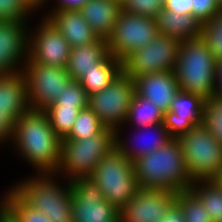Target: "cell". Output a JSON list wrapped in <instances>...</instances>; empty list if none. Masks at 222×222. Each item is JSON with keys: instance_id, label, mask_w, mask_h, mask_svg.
I'll use <instances>...</instances> for the list:
<instances>
[{"instance_id": "2", "label": "cell", "mask_w": 222, "mask_h": 222, "mask_svg": "<svg viewBox=\"0 0 222 222\" xmlns=\"http://www.w3.org/2000/svg\"><path fill=\"white\" fill-rule=\"evenodd\" d=\"M133 164L141 189L168 190L178 194L189 190L193 183L178 139H170L165 145L137 159Z\"/></svg>"}, {"instance_id": "6", "label": "cell", "mask_w": 222, "mask_h": 222, "mask_svg": "<svg viewBox=\"0 0 222 222\" xmlns=\"http://www.w3.org/2000/svg\"><path fill=\"white\" fill-rule=\"evenodd\" d=\"M90 178L119 211L141 190L133 162L116 147L100 159Z\"/></svg>"}, {"instance_id": "32", "label": "cell", "mask_w": 222, "mask_h": 222, "mask_svg": "<svg viewBox=\"0 0 222 222\" xmlns=\"http://www.w3.org/2000/svg\"><path fill=\"white\" fill-rule=\"evenodd\" d=\"M34 15L38 12L27 0H0V20L33 21Z\"/></svg>"}, {"instance_id": "36", "label": "cell", "mask_w": 222, "mask_h": 222, "mask_svg": "<svg viewBox=\"0 0 222 222\" xmlns=\"http://www.w3.org/2000/svg\"><path fill=\"white\" fill-rule=\"evenodd\" d=\"M193 16L203 24L210 20L222 5L217 0H193Z\"/></svg>"}, {"instance_id": "30", "label": "cell", "mask_w": 222, "mask_h": 222, "mask_svg": "<svg viewBox=\"0 0 222 222\" xmlns=\"http://www.w3.org/2000/svg\"><path fill=\"white\" fill-rule=\"evenodd\" d=\"M176 204L181 208L185 222H213L203 203L190 189L177 194Z\"/></svg>"}, {"instance_id": "33", "label": "cell", "mask_w": 222, "mask_h": 222, "mask_svg": "<svg viewBox=\"0 0 222 222\" xmlns=\"http://www.w3.org/2000/svg\"><path fill=\"white\" fill-rule=\"evenodd\" d=\"M202 124L222 142V99L216 96L206 100Z\"/></svg>"}, {"instance_id": "42", "label": "cell", "mask_w": 222, "mask_h": 222, "mask_svg": "<svg viewBox=\"0 0 222 222\" xmlns=\"http://www.w3.org/2000/svg\"><path fill=\"white\" fill-rule=\"evenodd\" d=\"M31 6L38 12L40 13L44 6L47 4L48 0H27Z\"/></svg>"}, {"instance_id": "41", "label": "cell", "mask_w": 222, "mask_h": 222, "mask_svg": "<svg viewBox=\"0 0 222 222\" xmlns=\"http://www.w3.org/2000/svg\"><path fill=\"white\" fill-rule=\"evenodd\" d=\"M214 96L222 99V59L217 61Z\"/></svg>"}, {"instance_id": "28", "label": "cell", "mask_w": 222, "mask_h": 222, "mask_svg": "<svg viewBox=\"0 0 222 222\" xmlns=\"http://www.w3.org/2000/svg\"><path fill=\"white\" fill-rule=\"evenodd\" d=\"M84 108L87 107L48 106L43 111L56 135L62 140L70 133L80 110Z\"/></svg>"}, {"instance_id": "16", "label": "cell", "mask_w": 222, "mask_h": 222, "mask_svg": "<svg viewBox=\"0 0 222 222\" xmlns=\"http://www.w3.org/2000/svg\"><path fill=\"white\" fill-rule=\"evenodd\" d=\"M177 193L141 189L121 210L119 222H160L176 203Z\"/></svg>"}, {"instance_id": "43", "label": "cell", "mask_w": 222, "mask_h": 222, "mask_svg": "<svg viewBox=\"0 0 222 222\" xmlns=\"http://www.w3.org/2000/svg\"><path fill=\"white\" fill-rule=\"evenodd\" d=\"M0 222H14V221L0 208Z\"/></svg>"}, {"instance_id": "10", "label": "cell", "mask_w": 222, "mask_h": 222, "mask_svg": "<svg viewBox=\"0 0 222 222\" xmlns=\"http://www.w3.org/2000/svg\"><path fill=\"white\" fill-rule=\"evenodd\" d=\"M38 16L29 23L28 58L47 66L66 67L71 52L68 41L47 17Z\"/></svg>"}, {"instance_id": "1", "label": "cell", "mask_w": 222, "mask_h": 222, "mask_svg": "<svg viewBox=\"0 0 222 222\" xmlns=\"http://www.w3.org/2000/svg\"><path fill=\"white\" fill-rule=\"evenodd\" d=\"M8 148L15 153L16 160L19 159L32 168L33 173L57 171L61 139L56 135L43 110L30 109L16 120Z\"/></svg>"}, {"instance_id": "27", "label": "cell", "mask_w": 222, "mask_h": 222, "mask_svg": "<svg viewBox=\"0 0 222 222\" xmlns=\"http://www.w3.org/2000/svg\"><path fill=\"white\" fill-rule=\"evenodd\" d=\"M2 192L0 208L14 222H51L43 212L26 205L9 187Z\"/></svg>"}, {"instance_id": "24", "label": "cell", "mask_w": 222, "mask_h": 222, "mask_svg": "<svg viewBox=\"0 0 222 222\" xmlns=\"http://www.w3.org/2000/svg\"><path fill=\"white\" fill-rule=\"evenodd\" d=\"M122 73V61L110 53L78 81L88 95L100 92Z\"/></svg>"}, {"instance_id": "11", "label": "cell", "mask_w": 222, "mask_h": 222, "mask_svg": "<svg viewBox=\"0 0 222 222\" xmlns=\"http://www.w3.org/2000/svg\"><path fill=\"white\" fill-rule=\"evenodd\" d=\"M158 34L155 18L121 10L112 33L107 38L108 51L122 61L131 52L150 43Z\"/></svg>"}, {"instance_id": "4", "label": "cell", "mask_w": 222, "mask_h": 222, "mask_svg": "<svg viewBox=\"0 0 222 222\" xmlns=\"http://www.w3.org/2000/svg\"><path fill=\"white\" fill-rule=\"evenodd\" d=\"M217 60L200 37L180 41L175 74L181 91L208 100L214 96Z\"/></svg>"}, {"instance_id": "23", "label": "cell", "mask_w": 222, "mask_h": 222, "mask_svg": "<svg viewBox=\"0 0 222 222\" xmlns=\"http://www.w3.org/2000/svg\"><path fill=\"white\" fill-rule=\"evenodd\" d=\"M156 20L160 34L171 36L178 41L200 37L201 24L193 15L176 14L162 9Z\"/></svg>"}, {"instance_id": "39", "label": "cell", "mask_w": 222, "mask_h": 222, "mask_svg": "<svg viewBox=\"0 0 222 222\" xmlns=\"http://www.w3.org/2000/svg\"><path fill=\"white\" fill-rule=\"evenodd\" d=\"M192 6L193 0H163V9L173 11L176 14L193 15Z\"/></svg>"}, {"instance_id": "18", "label": "cell", "mask_w": 222, "mask_h": 222, "mask_svg": "<svg viewBox=\"0 0 222 222\" xmlns=\"http://www.w3.org/2000/svg\"><path fill=\"white\" fill-rule=\"evenodd\" d=\"M134 82L135 93L152 101L163 113L169 111L171 102L180 91L175 70L142 75Z\"/></svg>"}, {"instance_id": "19", "label": "cell", "mask_w": 222, "mask_h": 222, "mask_svg": "<svg viewBox=\"0 0 222 222\" xmlns=\"http://www.w3.org/2000/svg\"><path fill=\"white\" fill-rule=\"evenodd\" d=\"M40 14L57 27L71 49L91 44L99 39L80 11H41Z\"/></svg>"}, {"instance_id": "22", "label": "cell", "mask_w": 222, "mask_h": 222, "mask_svg": "<svg viewBox=\"0 0 222 222\" xmlns=\"http://www.w3.org/2000/svg\"><path fill=\"white\" fill-rule=\"evenodd\" d=\"M109 54L107 39L71 49L66 70L72 80H79L86 72L94 69Z\"/></svg>"}, {"instance_id": "12", "label": "cell", "mask_w": 222, "mask_h": 222, "mask_svg": "<svg viewBox=\"0 0 222 222\" xmlns=\"http://www.w3.org/2000/svg\"><path fill=\"white\" fill-rule=\"evenodd\" d=\"M24 76L27 83L29 106L44 110L55 103L65 87L72 81L66 67L47 66L26 59Z\"/></svg>"}, {"instance_id": "17", "label": "cell", "mask_w": 222, "mask_h": 222, "mask_svg": "<svg viewBox=\"0 0 222 222\" xmlns=\"http://www.w3.org/2000/svg\"><path fill=\"white\" fill-rule=\"evenodd\" d=\"M205 102L201 96L180 90L169 111L164 113L163 124L169 136L178 139L194 126L201 125Z\"/></svg>"}, {"instance_id": "21", "label": "cell", "mask_w": 222, "mask_h": 222, "mask_svg": "<svg viewBox=\"0 0 222 222\" xmlns=\"http://www.w3.org/2000/svg\"><path fill=\"white\" fill-rule=\"evenodd\" d=\"M121 10L119 0H88L79 11L99 38L107 39Z\"/></svg>"}, {"instance_id": "7", "label": "cell", "mask_w": 222, "mask_h": 222, "mask_svg": "<svg viewBox=\"0 0 222 222\" xmlns=\"http://www.w3.org/2000/svg\"><path fill=\"white\" fill-rule=\"evenodd\" d=\"M192 181L216 179L222 171V142L203 124L178 138Z\"/></svg>"}, {"instance_id": "26", "label": "cell", "mask_w": 222, "mask_h": 222, "mask_svg": "<svg viewBox=\"0 0 222 222\" xmlns=\"http://www.w3.org/2000/svg\"><path fill=\"white\" fill-rule=\"evenodd\" d=\"M163 119L164 113L156 104L134 93L124 125L126 127L140 128L163 123Z\"/></svg>"}, {"instance_id": "44", "label": "cell", "mask_w": 222, "mask_h": 222, "mask_svg": "<svg viewBox=\"0 0 222 222\" xmlns=\"http://www.w3.org/2000/svg\"><path fill=\"white\" fill-rule=\"evenodd\" d=\"M216 179L222 185V171L220 172V175Z\"/></svg>"}, {"instance_id": "5", "label": "cell", "mask_w": 222, "mask_h": 222, "mask_svg": "<svg viewBox=\"0 0 222 222\" xmlns=\"http://www.w3.org/2000/svg\"><path fill=\"white\" fill-rule=\"evenodd\" d=\"M115 147V131L104 128L85 140H61L60 162L55 172L71 182L91 177L100 159Z\"/></svg>"}, {"instance_id": "35", "label": "cell", "mask_w": 222, "mask_h": 222, "mask_svg": "<svg viewBox=\"0 0 222 222\" xmlns=\"http://www.w3.org/2000/svg\"><path fill=\"white\" fill-rule=\"evenodd\" d=\"M120 4L125 12L155 19L163 9L162 0H121Z\"/></svg>"}, {"instance_id": "3", "label": "cell", "mask_w": 222, "mask_h": 222, "mask_svg": "<svg viewBox=\"0 0 222 222\" xmlns=\"http://www.w3.org/2000/svg\"><path fill=\"white\" fill-rule=\"evenodd\" d=\"M23 177L9 188L26 205L43 212L51 222H72L70 182L56 173H30Z\"/></svg>"}, {"instance_id": "25", "label": "cell", "mask_w": 222, "mask_h": 222, "mask_svg": "<svg viewBox=\"0 0 222 222\" xmlns=\"http://www.w3.org/2000/svg\"><path fill=\"white\" fill-rule=\"evenodd\" d=\"M190 190L203 203L213 222L222 221V185L217 179L193 181Z\"/></svg>"}, {"instance_id": "20", "label": "cell", "mask_w": 222, "mask_h": 222, "mask_svg": "<svg viewBox=\"0 0 222 222\" xmlns=\"http://www.w3.org/2000/svg\"><path fill=\"white\" fill-rule=\"evenodd\" d=\"M30 109L23 71L12 75H0V110H6V113L17 120Z\"/></svg>"}, {"instance_id": "15", "label": "cell", "mask_w": 222, "mask_h": 222, "mask_svg": "<svg viewBox=\"0 0 222 222\" xmlns=\"http://www.w3.org/2000/svg\"><path fill=\"white\" fill-rule=\"evenodd\" d=\"M170 139L163 123L140 128L123 125L115 131V147L132 162L156 151Z\"/></svg>"}, {"instance_id": "13", "label": "cell", "mask_w": 222, "mask_h": 222, "mask_svg": "<svg viewBox=\"0 0 222 222\" xmlns=\"http://www.w3.org/2000/svg\"><path fill=\"white\" fill-rule=\"evenodd\" d=\"M72 222H119L120 211L109 203L90 177L70 182Z\"/></svg>"}, {"instance_id": "9", "label": "cell", "mask_w": 222, "mask_h": 222, "mask_svg": "<svg viewBox=\"0 0 222 222\" xmlns=\"http://www.w3.org/2000/svg\"><path fill=\"white\" fill-rule=\"evenodd\" d=\"M134 93V80L122 72L106 88L89 95L88 107L105 128L116 131L127 120Z\"/></svg>"}, {"instance_id": "8", "label": "cell", "mask_w": 222, "mask_h": 222, "mask_svg": "<svg viewBox=\"0 0 222 222\" xmlns=\"http://www.w3.org/2000/svg\"><path fill=\"white\" fill-rule=\"evenodd\" d=\"M179 47L180 41L159 33L122 60V72L134 80L146 74L175 70Z\"/></svg>"}, {"instance_id": "40", "label": "cell", "mask_w": 222, "mask_h": 222, "mask_svg": "<svg viewBox=\"0 0 222 222\" xmlns=\"http://www.w3.org/2000/svg\"><path fill=\"white\" fill-rule=\"evenodd\" d=\"M160 222H185L181 208L175 203Z\"/></svg>"}, {"instance_id": "34", "label": "cell", "mask_w": 222, "mask_h": 222, "mask_svg": "<svg viewBox=\"0 0 222 222\" xmlns=\"http://www.w3.org/2000/svg\"><path fill=\"white\" fill-rule=\"evenodd\" d=\"M89 95L77 80H72L55 103L50 106H68V107H88Z\"/></svg>"}, {"instance_id": "31", "label": "cell", "mask_w": 222, "mask_h": 222, "mask_svg": "<svg viewBox=\"0 0 222 222\" xmlns=\"http://www.w3.org/2000/svg\"><path fill=\"white\" fill-rule=\"evenodd\" d=\"M201 38L218 61L222 59V9L210 20L201 24Z\"/></svg>"}, {"instance_id": "37", "label": "cell", "mask_w": 222, "mask_h": 222, "mask_svg": "<svg viewBox=\"0 0 222 222\" xmlns=\"http://www.w3.org/2000/svg\"><path fill=\"white\" fill-rule=\"evenodd\" d=\"M15 122L16 120L6 113V110H0V149L9 147L13 137Z\"/></svg>"}, {"instance_id": "29", "label": "cell", "mask_w": 222, "mask_h": 222, "mask_svg": "<svg viewBox=\"0 0 222 222\" xmlns=\"http://www.w3.org/2000/svg\"><path fill=\"white\" fill-rule=\"evenodd\" d=\"M104 128L97 115L87 107L80 110L70 133L62 140H85L99 134Z\"/></svg>"}, {"instance_id": "14", "label": "cell", "mask_w": 222, "mask_h": 222, "mask_svg": "<svg viewBox=\"0 0 222 222\" xmlns=\"http://www.w3.org/2000/svg\"><path fill=\"white\" fill-rule=\"evenodd\" d=\"M30 22L0 20V75L23 71L28 57Z\"/></svg>"}, {"instance_id": "38", "label": "cell", "mask_w": 222, "mask_h": 222, "mask_svg": "<svg viewBox=\"0 0 222 222\" xmlns=\"http://www.w3.org/2000/svg\"><path fill=\"white\" fill-rule=\"evenodd\" d=\"M87 1L88 0H48L42 11H79Z\"/></svg>"}]
</instances>
